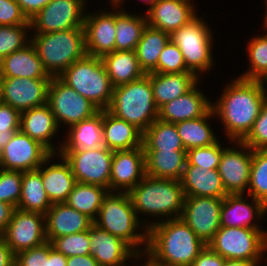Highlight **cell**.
Returning a JSON list of instances; mask_svg holds the SVG:
<instances>
[{"label":"cell","mask_w":267,"mask_h":266,"mask_svg":"<svg viewBox=\"0 0 267 266\" xmlns=\"http://www.w3.org/2000/svg\"><path fill=\"white\" fill-rule=\"evenodd\" d=\"M145 225L148 261L154 266H191L207 246L180 218Z\"/></svg>","instance_id":"1"},{"label":"cell","mask_w":267,"mask_h":266,"mask_svg":"<svg viewBox=\"0 0 267 266\" xmlns=\"http://www.w3.org/2000/svg\"><path fill=\"white\" fill-rule=\"evenodd\" d=\"M217 104L214 114L220 116L228 138L242 141L250 132L267 98L266 88L260 80H247L238 76L228 84Z\"/></svg>","instance_id":"2"},{"label":"cell","mask_w":267,"mask_h":266,"mask_svg":"<svg viewBox=\"0 0 267 266\" xmlns=\"http://www.w3.org/2000/svg\"><path fill=\"white\" fill-rule=\"evenodd\" d=\"M106 110L144 132L158 119L150 73L136 81L114 87L111 103Z\"/></svg>","instance_id":"3"},{"label":"cell","mask_w":267,"mask_h":266,"mask_svg":"<svg viewBox=\"0 0 267 266\" xmlns=\"http://www.w3.org/2000/svg\"><path fill=\"white\" fill-rule=\"evenodd\" d=\"M136 214L167 215L180 218L184 205V192L180 180L162 179L149 175L128 192Z\"/></svg>","instance_id":"4"},{"label":"cell","mask_w":267,"mask_h":266,"mask_svg":"<svg viewBox=\"0 0 267 266\" xmlns=\"http://www.w3.org/2000/svg\"><path fill=\"white\" fill-rule=\"evenodd\" d=\"M48 74L61 75L86 53L84 28L35 34L30 40Z\"/></svg>","instance_id":"5"},{"label":"cell","mask_w":267,"mask_h":266,"mask_svg":"<svg viewBox=\"0 0 267 266\" xmlns=\"http://www.w3.org/2000/svg\"><path fill=\"white\" fill-rule=\"evenodd\" d=\"M58 77L99 110L109 107L114 87L101 58L86 54Z\"/></svg>","instance_id":"6"},{"label":"cell","mask_w":267,"mask_h":266,"mask_svg":"<svg viewBox=\"0 0 267 266\" xmlns=\"http://www.w3.org/2000/svg\"><path fill=\"white\" fill-rule=\"evenodd\" d=\"M94 224L122 239L138 256H141V251L136 249L138 245L144 242L147 246V229L144 232L146 234L135 232L140 223L130 196L125 190L119 193L108 192L103 198L98 219L94 220Z\"/></svg>","instance_id":"7"},{"label":"cell","mask_w":267,"mask_h":266,"mask_svg":"<svg viewBox=\"0 0 267 266\" xmlns=\"http://www.w3.org/2000/svg\"><path fill=\"white\" fill-rule=\"evenodd\" d=\"M207 246L225 259L259 260L267 250V233L240 227H221Z\"/></svg>","instance_id":"8"},{"label":"cell","mask_w":267,"mask_h":266,"mask_svg":"<svg viewBox=\"0 0 267 266\" xmlns=\"http://www.w3.org/2000/svg\"><path fill=\"white\" fill-rule=\"evenodd\" d=\"M205 24L196 16L170 35V40L182 52L187 68L194 74L196 71L204 72L212 66V35Z\"/></svg>","instance_id":"9"},{"label":"cell","mask_w":267,"mask_h":266,"mask_svg":"<svg viewBox=\"0 0 267 266\" xmlns=\"http://www.w3.org/2000/svg\"><path fill=\"white\" fill-rule=\"evenodd\" d=\"M59 154L70 164L77 182L103 186L109 191L113 150L103 146L95 149L60 150Z\"/></svg>","instance_id":"10"},{"label":"cell","mask_w":267,"mask_h":266,"mask_svg":"<svg viewBox=\"0 0 267 266\" xmlns=\"http://www.w3.org/2000/svg\"><path fill=\"white\" fill-rule=\"evenodd\" d=\"M47 104L54 114L58 127L60 122L73 126L82 120L93 117L100 111L87 98L69 87L59 77H52L50 81Z\"/></svg>","instance_id":"11"},{"label":"cell","mask_w":267,"mask_h":266,"mask_svg":"<svg viewBox=\"0 0 267 266\" xmlns=\"http://www.w3.org/2000/svg\"><path fill=\"white\" fill-rule=\"evenodd\" d=\"M53 155L39 141L19 130L0 151V167L22 172L36 170L49 162Z\"/></svg>","instance_id":"12"},{"label":"cell","mask_w":267,"mask_h":266,"mask_svg":"<svg viewBox=\"0 0 267 266\" xmlns=\"http://www.w3.org/2000/svg\"><path fill=\"white\" fill-rule=\"evenodd\" d=\"M84 2L85 0H52L29 20L30 28L36 29V34L83 28Z\"/></svg>","instance_id":"13"},{"label":"cell","mask_w":267,"mask_h":266,"mask_svg":"<svg viewBox=\"0 0 267 266\" xmlns=\"http://www.w3.org/2000/svg\"><path fill=\"white\" fill-rule=\"evenodd\" d=\"M2 237L14 255L44 244L47 242L45 215L16 208Z\"/></svg>","instance_id":"14"},{"label":"cell","mask_w":267,"mask_h":266,"mask_svg":"<svg viewBox=\"0 0 267 266\" xmlns=\"http://www.w3.org/2000/svg\"><path fill=\"white\" fill-rule=\"evenodd\" d=\"M223 198L185 196L180 219L207 245L221 228Z\"/></svg>","instance_id":"15"},{"label":"cell","mask_w":267,"mask_h":266,"mask_svg":"<svg viewBox=\"0 0 267 266\" xmlns=\"http://www.w3.org/2000/svg\"><path fill=\"white\" fill-rule=\"evenodd\" d=\"M51 79L0 77V101L20 112L44 105Z\"/></svg>","instance_id":"16"},{"label":"cell","mask_w":267,"mask_h":266,"mask_svg":"<svg viewBox=\"0 0 267 266\" xmlns=\"http://www.w3.org/2000/svg\"><path fill=\"white\" fill-rule=\"evenodd\" d=\"M238 145L248 151L224 148L217 169L227 195L244 194L249 186L252 149L241 141Z\"/></svg>","instance_id":"17"},{"label":"cell","mask_w":267,"mask_h":266,"mask_svg":"<svg viewBox=\"0 0 267 266\" xmlns=\"http://www.w3.org/2000/svg\"><path fill=\"white\" fill-rule=\"evenodd\" d=\"M145 175L143 147L130 150H115L112 157L109 192L120 188H124L125 192H129Z\"/></svg>","instance_id":"18"},{"label":"cell","mask_w":267,"mask_h":266,"mask_svg":"<svg viewBox=\"0 0 267 266\" xmlns=\"http://www.w3.org/2000/svg\"><path fill=\"white\" fill-rule=\"evenodd\" d=\"M90 255L99 266H125L127 258L139 257L126 242L94 223L90 227Z\"/></svg>","instance_id":"19"},{"label":"cell","mask_w":267,"mask_h":266,"mask_svg":"<svg viewBox=\"0 0 267 266\" xmlns=\"http://www.w3.org/2000/svg\"><path fill=\"white\" fill-rule=\"evenodd\" d=\"M83 28L88 55L102 58L115 51V12L86 15Z\"/></svg>","instance_id":"20"},{"label":"cell","mask_w":267,"mask_h":266,"mask_svg":"<svg viewBox=\"0 0 267 266\" xmlns=\"http://www.w3.org/2000/svg\"><path fill=\"white\" fill-rule=\"evenodd\" d=\"M193 8L179 0H158L147 11V25L171 35L197 16Z\"/></svg>","instance_id":"21"},{"label":"cell","mask_w":267,"mask_h":266,"mask_svg":"<svg viewBox=\"0 0 267 266\" xmlns=\"http://www.w3.org/2000/svg\"><path fill=\"white\" fill-rule=\"evenodd\" d=\"M47 241L89 230L94 221L65 203H54L45 214Z\"/></svg>","instance_id":"22"},{"label":"cell","mask_w":267,"mask_h":266,"mask_svg":"<svg viewBox=\"0 0 267 266\" xmlns=\"http://www.w3.org/2000/svg\"><path fill=\"white\" fill-rule=\"evenodd\" d=\"M197 84L187 93L173 99L158 109V119L177 123L204 116L212 107L207 98L198 91Z\"/></svg>","instance_id":"23"},{"label":"cell","mask_w":267,"mask_h":266,"mask_svg":"<svg viewBox=\"0 0 267 266\" xmlns=\"http://www.w3.org/2000/svg\"><path fill=\"white\" fill-rule=\"evenodd\" d=\"M252 199L254 205L246 203L243 199V194L226 195L223 198L220 210L221 227H240L260 230L257 225L250 222L255 215L258 219L263 216L267 211V206L254 197Z\"/></svg>","instance_id":"24"},{"label":"cell","mask_w":267,"mask_h":266,"mask_svg":"<svg viewBox=\"0 0 267 266\" xmlns=\"http://www.w3.org/2000/svg\"><path fill=\"white\" fill-rule=\"evenodd\" d=\"M180 182L185 196L224 198L227 195L217 169H202L187 162Z\"/></svg>","instance_id":"25"},{"label":"cell","mask_w":267,"mask_h":266,"mask_svg":"<svg viewBox=\"0 0 267 266\" xmlns=\"http://www.w3.org/2000/svg\"><path fill=\"white\" fill-rule=\"evenodd\" d=\"M27 45L14 51L0 61V77L52 78L45 70L35 46L27 40Z\"/></svg>","instance_id":"26"},{"label":"cell","mask_w":267,"mask_h":266,"mask_svg":"<svg viewBox=\"0 0 267 266\" xmlns=\"http://www.w3.org/2000/svg\"><path fill=\"white\" fill-rule=\"evenodd\" d=\"M199 76L193 72L150 73L153 98L157 108L180 97L198 84Z\"/></svg>","instance_id":"27"},{"label":"cell","mask_w":267,"mask_h":266,"mask_svg":"<svg viewBox=\"0 0 267 266\" xmlns=\"http://www.w3.org/2000/svg\"><path fill=\"white\" fill-rule=\"evenodd\" d=\"M20 130L32 139L39 141L52 154L57 151L54 150L55 147L53 148L50 140L58 131V125L47 103L22 111Z\"/></svg>","instance_id":"28"},{"label":"cell","mask_w":267,"mask_h":266,"mask_svg":"<svg viewBox=\"0 0 267 266\" xmlns=\"http://www.w3.org/2000/svg\"><path fill=\"white\" fill-rule=\"evenodd\" d=\"M102 136L104 146L113 151L142 147L143 132L107 110H103Z\"/></svg>","instance_id":"29"},{"label":"cell","mask_w":267,"mask_h":266,"mask_svg":"<svg viewBox=\"0 0 267 266\" xmlns=\"http://www.w3.org/2000/svg\"><path fill=\"white\" fill-rule=\"evenodd\" d=\"M146 175L180 180L187 163L186 150L144 149Z\"/></svg>","instance_id":"30"},{"label":"cell","mask_w":267,"mask_h":266,"mask_svg":"<svg viewBox=\"0 0 267 266\" xmlns=\"http://www.w3.org/2000/svg\"><path fill=\"white\" fill-rule=\"evenodd\" d=\"M101 59L113 87L136 81L145 75L135 51L115 50Z\"/></svg>","instance_id":"31"},{"label":"cell","mask_w":267,"mask_h":266,"mask_svg":"<svg viewBox=\"0 0 267 266\" xmlns=\"http://www.w3.org/2000/svg\"><path fill=\"white\" fill-rule=\"evenodd\" d=\"M61 164H52L41 172L42 184L52 204L64 203L77 183L70 164L61 156Z\"/></svg>","instance_id":"32"},{"label":"cell","mask_w":267,"mask_h":266,"mask_svg":"<svg viewBox=\"0 0 267 266\" xmlns=\"http://www.w3.org/2000/svg\"><path fill=\"white\" fill-rule=\"evenodd\" d=\"M103 110L93 117L70 126L68 142L61 144L60 150L95 149L103 147Z\"/></svg>","instance_id":"33"},{"label":"cell","mask_w":267,"mask_h":266,"mask_svg":"<svg viewBox=\"0 0 267 266\" xmlns=\"http://www.w3.org/2000/svg\"><path fill=\"white\" fill-rule=\"evenodd\" d=\"M51 206L52 203L42 184L41 172L38 169L23 171L21 195L17 209L45 215Z\"/></svg>","instance_id":"34"},{"label":"cell","mask_w":267,"mask_h":266,"mask_svg":"<svg viewBox=\"0 0 267 266\" xmlns=\"http://www.w3.org/2000/svg\"><path fill=\"white\" fill-rule=\"evenodd\" d=\"M170 41V35L147 25L135 49L141 69L145 74L156 72L160 53Z\"/></svg>","instance_id":"35"},{"label":"cell","mask_w":267,"mask_h":266,"mask_svg":"<svg viewBox=\"0 0 267 266\" xmlns=\"http://www.w3.org/2000/svg\"><path fill=\"white\" fill-rule=\"evenodd\" d=\"M108 192V189L103 186L77 182L64 203L94 221L97 219L103 198Z\"/></svg>","instance_id":"36"},{"label":"cell","mask_w":267,"mask_h":266,"mask_svg":"<svg viewBox=\"0 0 267 266\" xmlns=\"http://www.w3.org/2000/svg\"><path fill=\"white\" fill-rule=\"evenodd\" d=\"M215 115L212 108L202 117L175 123L186 151L206 147L216 143V137L207 123V118Z\"/></svg>","instance_id":"37"},{"label":"cell","mask_w":267,"mask_h":266,"mask_svg":"<svg viewBox=\"0 0 267 266\" xmlns=\"http://www.w3.org/2000/svg\"><path fill=\"white\" fill-rule=\"evenodd\" d=\"M115 26V50L135 51L147 26V19L146 16L138 17L119 10L115 12Z\"/></svg>","instance_id":"38"},{"label":"cell","mask_w":267,"mask_h":266,"mask_svg":"<svg viewBox=\"0 0 267 266\" xmlns=\"http://www.w3.org/2000/svg\"><path fill=\"white\" fill-rule=\"evenodd\" d=\"M143 149L186 150L175 123L155 120L144 132Z\"/></svg>","instance_id":"39"},{"label":"cell","mask_w":267,"mask_h":266,"mask_svg":"<svg viewBox=\"0 0 267 266\" xmlns=\"http://www.w3.org/2000/svg\"><path fill=\"white\" fill-rule=\"evenodd\" d=\"M249 196L267 206V149L252 150Z\"/></svg>","instance_id":"40"},{"label":"cell","mask_w":267,"mask_h":266,"mask_svg":"<svg viewBox=\"0 0 267 266\" xmlns=\"http://www.w3.org/2000/svg\"><path fill=\"white\" fill-rule=\"evenodd\" d=\"M251 66L240 78L260 80L267 76V35L256 37L248 45Z\"/></svg>","instance_id":"41"},{"label":"cell","mask_w":267,"mask_h":266,"mask_svg":"<svg viewBox=\"0 0 267 266\" xmlns=\"http://www.w3.org/2000/svg\"><path fill=\"white\" fill-rule=\"evenodd\" d=\"M51 244L66 257L90 255V229L54 238Z\"/></svg>","instance_id":"42"},{"label":"cell","mask_w":267,"mask_h":266,"mask_svg":"<svg viewBox=\"0 0 267 266\" xmlns=\"http://www.w3.org/2000/svg\"><path fill=\"white\" fill-rule=\"evenodd\" d=\"M27 28H30V24L0 25V61L27 45Z\"/></svg>","instance_id":"43"},{"label":"cell","mask_w":267,"mask_h":266,"mask_svg":"<svg viewBox=\"0 0 267 266\" xmlns=\"http://www.w3.org/2000/svg\"><path fill=\"white\" fill-rule=\"evenodd\" d=\"M22 171L0 170V201L17 208L20 201Z\"/></svg>","instance_id":"44"},{"label":"cell","mask_w":267,"mask_h":266,"mask_svg":"<svg viewBox=\"0 0 267 266\" xmlns=\"http://www.w3.org/2000/svg\"><path fill=\"white\" fill-rule=\"evenodd\" d=\"M223 149L218 141L210 146L190 149L187 151V162L202 169H218Z\"/></svg>","instance_id":"45"},{"label":"cell","mask_w":267,"mask_h":266,"mask_svg":"<svg viewBox=\"0 0 267 266\" xmlns=\"http://www.w3.org/2000/svg\"><path fill=\"white\" fill-rule=\"evenodd\" d=\"M181 72L191 71L187 68L179 47L170 40L160 53L157 64V73Z\"/></svg>","instance_id":"46"},{"label":"cell","mask_w":267,"mask_h":266,"mask_svg":"<svg viewBox=\"0 0 267 266\" xmlns=\"http://www.w3.org/2000/svg\"><path fill=\"white\" fill-rule=\"evenodd\" d=\"M21 112L0 101V151L20 130Z\"/></svg>","instance_id":"47"},{"label":"cell","mask_w":267,"mask_h":266,"mask_svg":"<svg viewBox=\"0 0 267 266\" xmlns=\"http://www.w3.org/2000/svg\"><path fill=\"white\" fill-rule=\"evenodd\" d=\"M252 150L267 149V98L248 135L241 141Z\"/></svg>","instance_id":"48"},{"label":"cell","mask_w":267,"mask_h":266,"mask_svg":"<svg viewBox=\"0 0 267 266\" xmlns=\"http://www.w3.org/2000/svg\"><path fill=\"white\" fill-rule=\"evenodd\" d=\"M51 242L22 251L15 255V266H49L48 254L52 249Z\"/></svg>","instance_id":"49"},{"label":"cell","mask_w":267,"mask_h":266,"mask_svg":"<svg viewBox=\"0 0 267 266\" xmlns=\"http://www.w3.org/2000/svg\"><path fill=\"white\" fill-rule=\"evenodd\" d=\"M30 21L15 0H0V25H23Z\"/></svg>","instance_id":"50"},{"label":"cell","mask_w":267,"mask_h":266,"mask_svg":"<svg viewBox=\"0 0 267 266\" xmlns=\"http://www.w3.org/2000/svg\"><path fill=\"white\" fill-rule=\"evenodd\" d=\"M225 258L206 246L193 261L191 266H223Z\"/></svg>","instance_id":"51"},{"label":"cell","mask_w":267,"mask_h":266,"mask_svg":"<svg viewBox=\"0 0 267 266\" xmlns=\"http://www.w3.org/2000/svg\"><path fill=\"white\" fill-rule=\"evenodd\" d=\"M28 20L32 19L52 0H15Z\"/></svg>","instance_id":"52"},{"label":"cell","mask_w":267,"mask_h":266,"mask_svg":"<svg viewBox=\"0 0 267 266\" xmlns=\"http://www.w3.org/2000/svg\"><path fill=\"white\" fill-rule=\"evenodd\" d=\"M15 209L13 205L0 201V236L3 235Z\"/></svg>","instance_id":"53"},{"label":"cell","mask_w":267,"mask_h":266,"mask_svg":"<svg viewBox=\"0 0 267 266\" xmlns=\"http://www.w3.org/2000/svg\"><path fill=\"white\" fill-rule=\"evenodd\" d=\"M0 266H15V255L2 236H0Z\"/></svg>","instance_id":"54"},{"label":"cell","mask_w":267,"mask_h":266,"mask_svg":"<svg viewBox=\"0 0 267 266\" xmlns=\"http://www.w3.org/2000/svg\"><path fill=\"white\" fill-rule=\"evenodd\" d=\"M67 266H99L91 255L72 256L67 259Z\"/></svg>","instance_id":"55"},{"label":"cell","mask_w":267,"mask_h":266,"mask_svg":"<svg viewBox=\"0 0 267 266\" xmlns=\"http://www.w3.org/2000/svg\"><path fill=\"white\" fill-rule=\"evenodd\" d=\"M67 259L65 255L57 252L54 248L49 251L48 261L49 266H67Z\"/></svg>","instance_id":"56"},{"label":"cell","mask_w":267,"mask_h":266,"mask_svg":"<svg viewBox=\"0 0 267 266\" xmlns=\"http://www.w3.org/2000/svg\"><path fill=\"white\" fill-rule=\"evenodd\" d=\"M259 260L225 259L223 266H257Z\"/></svg>","instance_id":"57"},{"label":"cell","mask_w":267,"mask_h":266,"mask_svg":"<svg viewBox=\"0 0 267 266\" xmlns=\"http://www.w3.org/2000/svg\"><path fill=\"white\" fill-rule=\"evenodd\" d=\"M148 4H150V8L158 1V0H145Z\"/></svg>","instance_id":"58"},{"label":"cell","mask_w":267,"mask_h":266,"mask_svg":"<svg viewBox=\"0 0 267 266\" xmlns=\"http://www.w3.org/2000/svg\"><path fill=\"white\" fill-rule=\"evenodd\" d=\"M111 1H113V3L112 4H115V6H117V5H119L120 6V2L122 3V1L123 0H111ZM117 4V5H116Z\"/></svg>","instance_id":"59"},{"label":"cell","mask_w":267,"mask_h":266,"mask_svg":"<svg viewBox=\"0 0 267 266\" xmlns=\"http://www.w3.org/2000/svg\"><path fill=\"white\" fill-rule=\"evenodd\" d=\"M144 266H154V265L151 264V263L147 260Z\"/></svg>","instance_id":"60"},{"label":"cell","mask_w":267,"mask_h":266,"mask_svg":"<svg viewBox=\"0 0 267 266\" xmlns=\"http://www.w3.org/2000/svg\"><path fill=\"white\" fill-rule=\"evenodd\" d=\"M266 2H267V1H266ZM266 5H267V4H266ZM265 16H266V18H265L266 20H265V22H264V23H265L264 26H266V28H267V11H266V15H265Z\"/></svg>","instance_id":"61"},{"label":"cell","mask_w":267,"mask_h":266,"mask_svg":"<svg viewBox=\"0 0 267 266\" xmlns=\"http://www.w3.org/2000/svg\"><path fill=\"white\" fill-rule=\"evenodd\" d=\"M263 80H265V81L263 82ZM265 82L267 83V76H265V77L262 79V83L265 84Z\"/></svg>","instance_id":"62"},{"label":"cell","mask_w":267,"mask_h":266,"mask_svg":"<svg viewBox=\"0 0 267 266\" xmlns=\"http://www.w3.org/2000/svg\"><path fill=\"white\" fill-rule=\"evenodd\" d=\"M179 1H183V2H186V3H189L190 4V1L189 0H179Z\"/></svg>","instance_id":"63"}]
</instances>
